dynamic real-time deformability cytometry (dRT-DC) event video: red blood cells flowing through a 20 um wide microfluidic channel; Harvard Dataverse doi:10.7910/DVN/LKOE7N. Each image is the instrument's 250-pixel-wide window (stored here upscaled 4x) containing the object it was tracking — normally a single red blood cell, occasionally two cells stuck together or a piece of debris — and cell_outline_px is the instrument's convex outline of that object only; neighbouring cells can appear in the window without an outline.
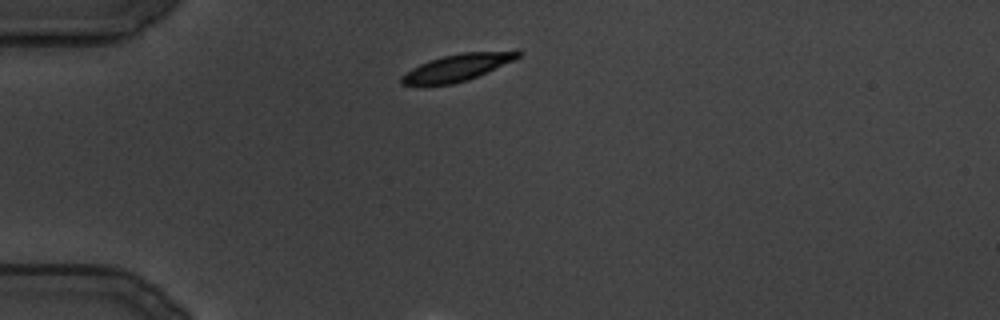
{"species": "common noctule bat (a hibernating species)", "species_latin": "Nyctalus noctula", "temperature_condition": "cold", "stored_images_in_passage": 13, "camera_frame_rate_fps": 3000, "um_per_image_px": 0.085, "animal": {"sex": "male", "body_mass_g": 19.5, "forearm_length_mm": 54.6}, "frame": {"image": 1, "passage_image": 1, "time_ms": 0.0, "image_size_px": [1000, 320], "cell_outline_px": [[524, 52], [520, 56], [512, 60], [468, 80], [452, 84], [424, 88], [420, 88], [400, 84], [400, 76], [412, 68], [428, 60], [444, 56], [464, 52], [516, 48]], "centroid_in_image_um": [38.83, 5.75], "position_along_channel_um": 46.2, "area_um2": 19.19}}